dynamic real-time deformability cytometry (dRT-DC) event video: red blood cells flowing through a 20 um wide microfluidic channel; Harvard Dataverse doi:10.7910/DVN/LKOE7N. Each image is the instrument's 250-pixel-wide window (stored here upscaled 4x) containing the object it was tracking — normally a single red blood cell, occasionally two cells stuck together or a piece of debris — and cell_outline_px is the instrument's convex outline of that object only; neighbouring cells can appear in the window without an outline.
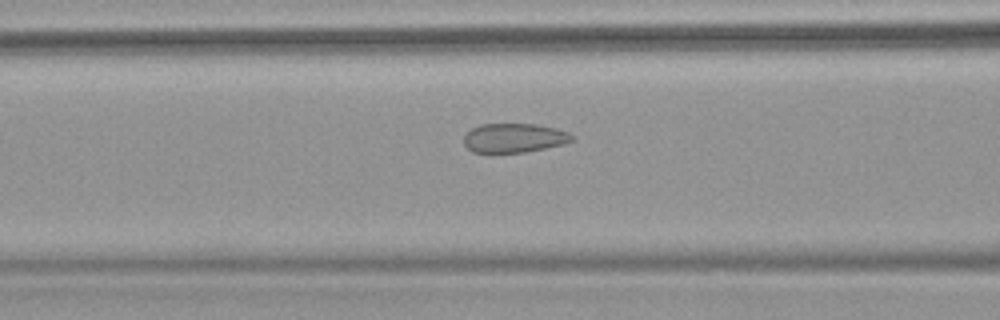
{"species": "common noctule bat (a hibernating species)", "species_latin": "Nyctalus noctula", "temperature_condition": "warm", "stored_images_in_passage": 65, "camera_frame_rate_fps": 3000, "um_per_image_px": 0.085, "animal": {"sex": "female", "body_mass_g": 18.4}, "frame": {"image": 1, "passage_image": 28, "time_ms": 9.0, "image_size_px": [1000, 320], "cell_outline_px": [[576, 136], [572, 140], [564, 144], [524, 152], [492, 156], [472, 152], [464, 144], [464, 136], [472, 128], [480, 124], [536, 124], [556, 128], [568, 132]], "centroid_in_image_um": [43.66, 11.77], "position_along_channel_um": 122.9, "area_um2": 19.07}}